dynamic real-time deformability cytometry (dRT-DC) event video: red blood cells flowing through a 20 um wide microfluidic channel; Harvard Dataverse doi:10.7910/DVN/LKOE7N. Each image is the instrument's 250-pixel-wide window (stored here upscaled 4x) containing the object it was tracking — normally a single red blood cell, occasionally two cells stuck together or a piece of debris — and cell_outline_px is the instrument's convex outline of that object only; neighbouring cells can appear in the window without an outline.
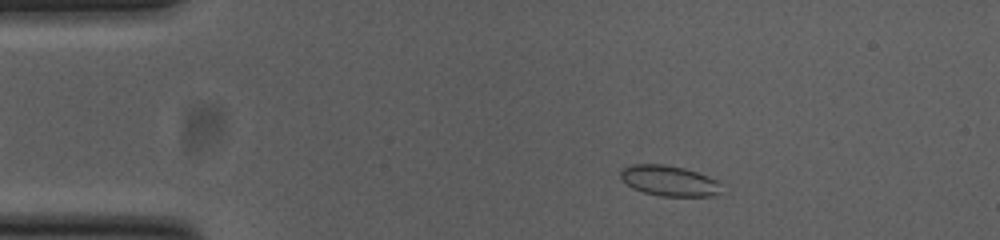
{"species": "common noctule bat (a hibernating species)", "species_latin": "Nyctalus noctula", "temperature_condition": "cold", "stored_images_in_passage": 52, "camera_frame_rate_fps": 3000, "um_per_image_px": 0.085, "animal": {"sex": "female", "body_mass_g": 23.0, "forearm_length_mm": 53.4}, "frame": {"image": 1, "passage_image": 8, "time_ms": 2.333, "image_size_px": [1000, 240], "cell_outline_px": [[716, 192], [712, 196], [660, 196], [644, 192], [632, 188], [620, 176], [620, 172], [624, 168], [632, 164], [664, 164], [684, 168], [708, 176], [716, 180]], "centroid_in_image_um": [56.79, 15.35], "position_along_channel_um": 28.2, "area_um2": 17.4}}
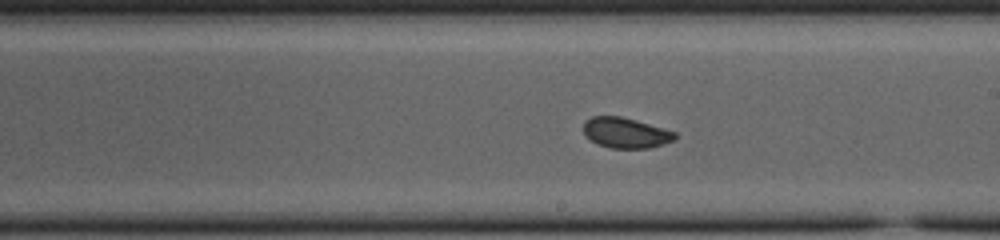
{"frame": {"image": 2, "passage_image": 29, "time_ms": 9.333, "image_size_px": [1000, 240], "cell_outline_px": [[676, 140], [664, 144], [648, 148], [608, 148], [596, 144], [584, 132], [584, 124], [592, 116], [620, 116], [636, 120], [676, 132]], "centroid_in_image_um": [53.21, 11.3], "position_along_channel_um": 235.8, "area_um2": 16.13}}
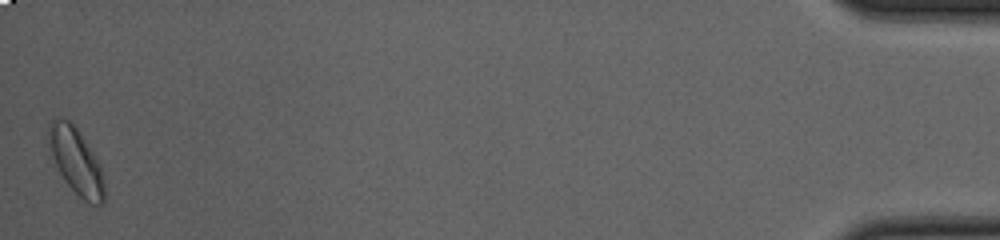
{"frame": {"image": 3, "passage_image": 52, "time_ms": 17.0, "image_size_px": [1000, 240], "cell_outline_px": [[104, 204], [92, 204], [84, 200], [64, 180], [48, 160], [48, 124], [52, 120], [68, 120], [76, 128], [96, 160], [100, 168], [104, 180]], "centroid_in_image_um": [6.38, 13.72], "position_along_channel_um": 428.8, "area_um2": 21.33}, "authors_computed_cell_mechanics": {"area_um2": 17.1377, "velocity_mm_per_s": 3.7892, "shape_relaxation_time_tau1_ms": 1.7191, "shape_relaxation_time_tau2_ms": 1.7816, "deformation_change_tau1": 0.0827, "deformation_change_tau2": 0.055}}